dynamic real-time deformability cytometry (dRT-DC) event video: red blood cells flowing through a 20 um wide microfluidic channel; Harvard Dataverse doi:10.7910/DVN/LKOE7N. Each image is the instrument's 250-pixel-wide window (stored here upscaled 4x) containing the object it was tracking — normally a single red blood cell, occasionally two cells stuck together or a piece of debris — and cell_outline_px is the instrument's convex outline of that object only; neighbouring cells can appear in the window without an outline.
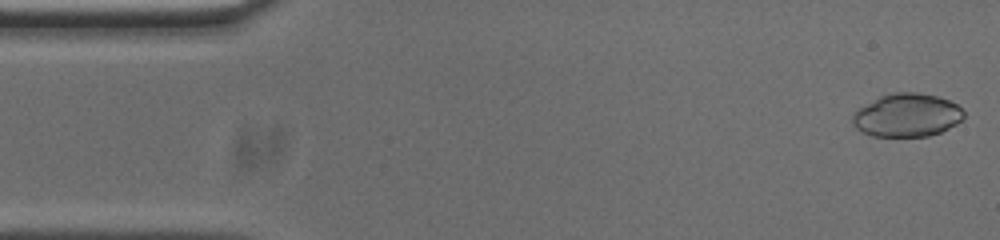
{"species": "common noctule bat (a hibernating species)", "species_latin": "Nyctalus noctula", "temperature_condition": "cold", "stored_images_in_passage": 52, "camera_frame_rate_fps": 3000, "um_per_image_px": 0.085, "animal": {"sex": "male", "body_mass_g": 20.0, "forearm_length_mm": 53.3}, "frame": {"image": 1, "passage_image": 1, "time_ms": 0.0, "image_size_px": [1000, 240], "cell_outline_px": [[964, 116], [956, 124], [940, 132], [928, 136], [872, 136], [860, 132], [852, 124], [852, 112], [880, 96], [892, 92], [916, 92], [936, 96], [948, 100], [956, 104], [964, 112]], "centroid_in_image_um": [77.05, 9.79], "position_along_channel_um": 8.0, "area_um2": 28.03}}
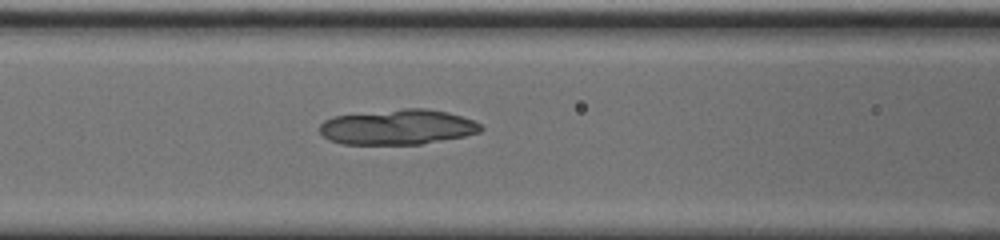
{"frame": {"image": 2, "passage_image": 20, "time_ms": 6.333, "image_size_px": [1000, 240], "cell_outline_px": [[484, 128], [480, 132], [464, 136], [420, 144], [344, 144], [328, 140], [320, 132], [320, 124], [324, 120], [332, 116], [404, 108], [424, 108], [448, 112], [472, 120], [480, 124]], "centroid_in_image_um": [33.79, 10.8], "position_along_channel_um": 132.8, "area_um2": 33.0}}
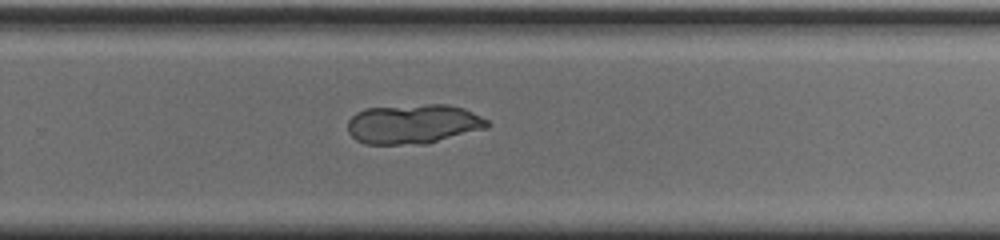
{"frame": {"image": 3, "passage_image": 33, "time_ms": 10.667, "image_size_px": [1000, 240], "cell_outline_px": [[492, 124], [488, 128], [428, 144], [364, 144], [356, 140], [348, 132], [348, 120], [356, 112], [364, 108], [428, 104], [448, 104], [464, 108], [488, 120]], "centroid_in_image_um": [35.15, 10.54], "position_along_channel_um": 294.6, "area_um2": 32.6}}